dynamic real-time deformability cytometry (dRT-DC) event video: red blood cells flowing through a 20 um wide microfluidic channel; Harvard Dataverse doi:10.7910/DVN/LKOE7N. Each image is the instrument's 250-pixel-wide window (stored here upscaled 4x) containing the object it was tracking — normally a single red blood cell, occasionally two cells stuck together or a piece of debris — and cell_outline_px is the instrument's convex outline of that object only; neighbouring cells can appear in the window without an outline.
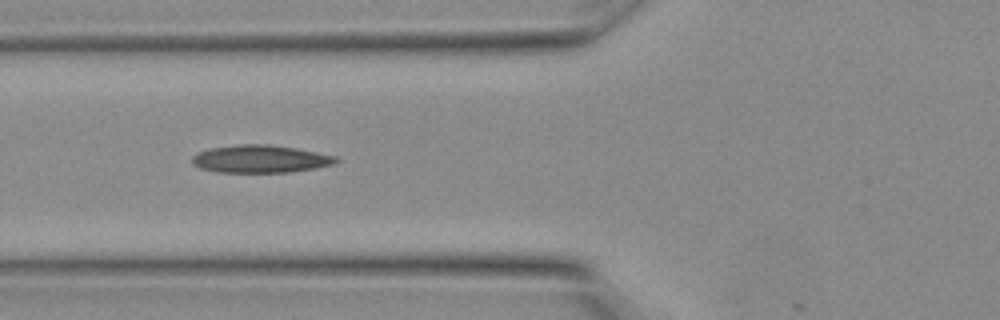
{"species": "Egyptian fruit bat (a non-hibernating species)", "species_latin": "Rousettus aegyptiacus", "temperature_condition": "warm", "stored_images_in_passage": 19, "camera_frame_rate_fps": 3000, "um_per_image_px": 0.085, "animal": {"sex": "female"}, "frame": {"image": 1, "passage_image": 9, "time_ms": 2.667, "image_size_px": [1000, 320], "cell_outline_px": [[340, 160], [332, 164], [316, 168], [288, 172], [216, 172], [200, 168], [192, 164], [192, 156], [196, 152], [208, 148], [240, 144], [268, 144], [296, 148], [336, 156]], "centroid_in_image_um": [22.08, 13.5], "position_along_channel_um": 103.7, "area_um2": 23.29}}
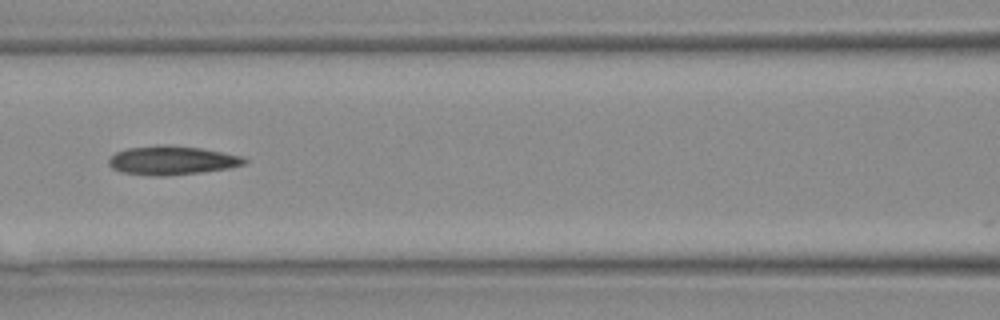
{"frame": {"image": 2, "passage_image": 11, "time_ms": 3.333, "image_size_px": [1000, 320], "cell_outline_px": [[248, 160], [244, 164], [228, 168], [200, 172], [168, 176], [148, 176], [120, 172], [112, 168], [108, 164], [108, 160], [116, 152], [128, 148], [200, 148], [240, 156]], "centroid_in_image_um": [14.59, 13.7], "position_along_channel_um": 152.0, "area_um2": 21.68}}
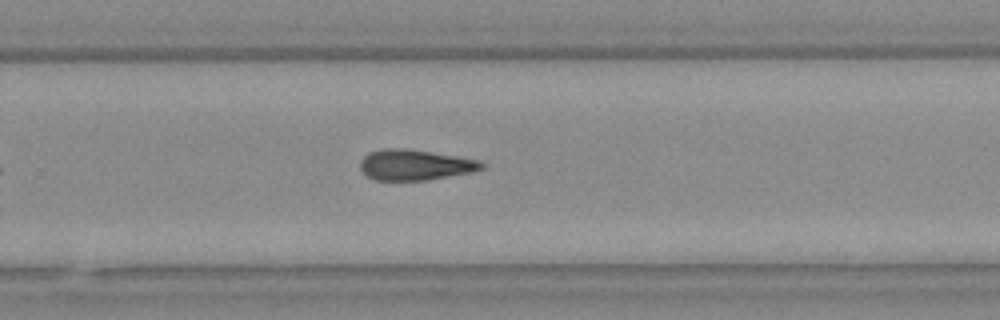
{"frame": {"image": 3, "passage_image": 17, "time_ms": 5.333, "image_size_px": [1000, 320], "cell_outline_px": [[488, 164], [484, 168], [472, 172], [428, 180], [372, 180], [364, 176], [360, 168], [360, 160], [368, 152], [384, 148], [400, 148], [456, 156], [480, 160]], "centroid_in_image_um": [35.25, 14.03], "position_along_channel_um": 294.5, "area_um2": 21.85}}